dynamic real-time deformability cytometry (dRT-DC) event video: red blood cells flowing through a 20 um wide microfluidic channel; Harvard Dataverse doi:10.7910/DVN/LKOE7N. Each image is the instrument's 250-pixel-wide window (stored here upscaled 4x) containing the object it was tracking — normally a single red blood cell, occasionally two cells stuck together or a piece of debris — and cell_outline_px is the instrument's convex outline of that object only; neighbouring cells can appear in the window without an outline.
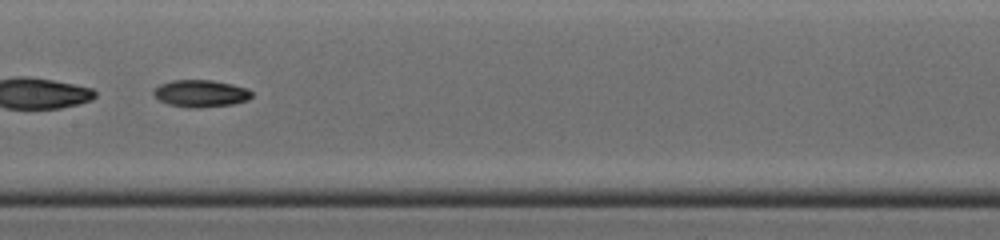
{"species": "common noctule bat (a hibernating species)", "species_latin": "Nyctalus noctula", "temperature_condition": "cold", "stored_images_in_passage": 44, "segment_of_instrument_passage": [2, 2], "camera_frame_rate_fps": 3000, "um_per_image_px": 0.085, "animal": {"sex": "male", "body_mass_g": 19.0, "forearm_length_mm": 50.8}, "frame": {"image": 1, "passage_image": 22, "time_ms": 7.0, "image_size_px": [1000, 240], "cell_outline_px": [[252, 96], [248, 100], [232, 104], [200, 108], [188, 108], [168, 104], [160, 100], [152, 92], [160, 84], [172, 80], [212, 80], [232, 84], [248, 88], [252, 92]], "centroid_in_image_um": [17.08, 7.94], "position_along_channel_um": 190.3, "area_um2": 15.55}}
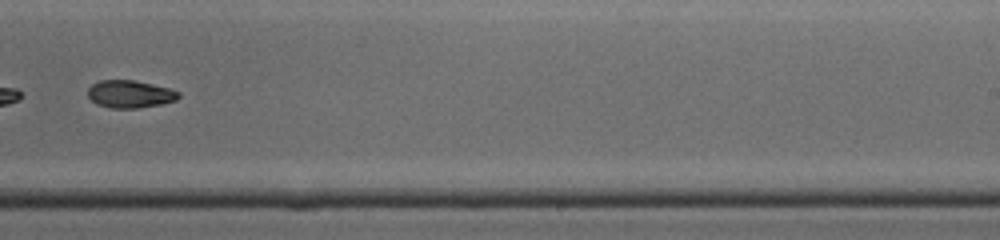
{"frame": {"image": 2, "passage_image": 28, "time_ms": 9.0, "image_size_px": [1000, 240], "cell_outline_px": [[180, 96], [176, 100], [160, 104], [136, 108], [112, 108], [96, 104], [88, 96], [88, 88], [92, 84], [100, 80], [136, 80], [168, 88], [180, 92]], "centroid_in_image_um": [11.04, 7.99], "position_along_channel_um": 278.0, "area_um2": 14.51}}